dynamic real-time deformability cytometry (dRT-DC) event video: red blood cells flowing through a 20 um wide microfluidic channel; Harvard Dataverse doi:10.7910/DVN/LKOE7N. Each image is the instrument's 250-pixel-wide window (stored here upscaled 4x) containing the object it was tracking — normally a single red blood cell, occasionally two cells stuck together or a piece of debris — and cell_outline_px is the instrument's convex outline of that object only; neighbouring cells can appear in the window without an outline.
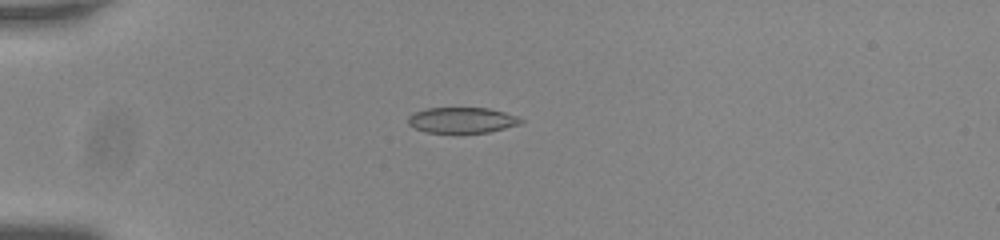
{"species": "common noctule bat (a hibernating species)", "species_latin": "Nyctalus noctula", "temperature_condition": "room temperature", "stored_images_in_passage": 41, "camera_frame_rate_fps": 3000, "um_per_image_px": 0.085, "animal": {"sex": "male", "body_mass_g": 20.0, "forearm_length_mm": 53.3}, "frame": {"image": 1, "passage_image": 1, "time_ms": 0.0, "image_size_px": [1000, 240], "cell_outline_px": [[524, 120], [520, 124], [488, 132], [424, 132], [408, 124], [408, 116], [416, 112], [428, 108], [488, 108], [504, 112], [516, 116]], "centroid_in_image_um": [39.27, 10.21], "position_along_channel_um": 45.7, "area_um2": 16.59}}
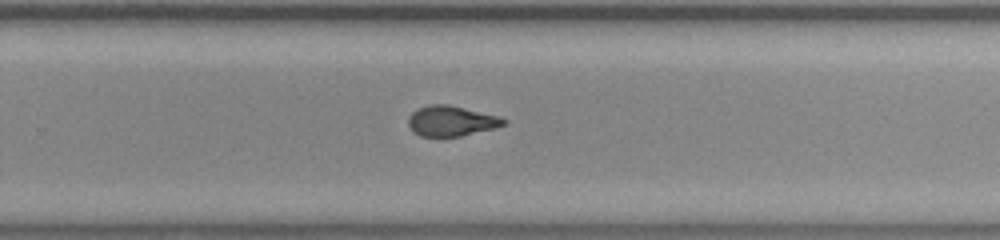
{"frame": {"image": 2, "passage_image": 23, "time_ms": 7.333, "image_size_px": [1000, 240], "cell_outline_px": [[508, 120], [504, 124], [492, 128], [460, 136], [420, 136], [412, 132], [408, 124], [408, 116], [412, 112], [420, 108], [432, 104], [448, 104], [496, 116]], "centroid_in_image_um": [38.29, 10.28], "position_along_channel_um": 291.5, "area_um2": 16.47}}
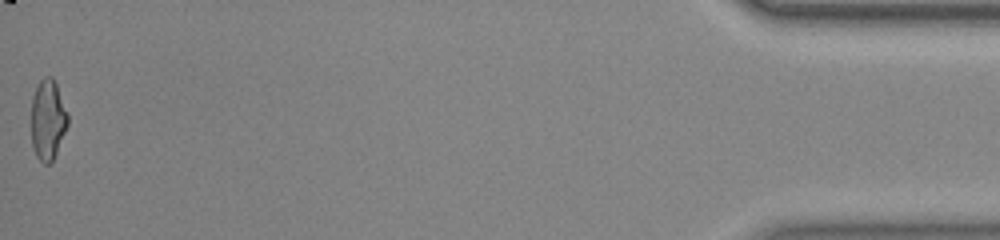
{"frame": {"image": 3, "passage_image": 41, "time_ms": 13.333, "image_size_px": [1000, 240], "cell_outline_px": [[68, 124], [56, 152], [52, 160], [48, 164], [44, 164], [36, 156], [32, 148], [32, 96], [40, 80], [44, 76], [52, 76], [56, 84], [68, 112]], "centroid_in_image_um": [4.06, 10.16], "position_along_channel_um": 431.1, "area_um2": 16.99}, "authors_computed_cell_mechanics": {"area_um2": 17.2244, "velocity_mm_per_s": 3.7691, "shape_relaxation_time_tau1_ms": null, "shape_relaxation_time_tau2_ms": 1.0601, "deformation_change_tau1": null, "deformation_change_tau2": 0.066}}